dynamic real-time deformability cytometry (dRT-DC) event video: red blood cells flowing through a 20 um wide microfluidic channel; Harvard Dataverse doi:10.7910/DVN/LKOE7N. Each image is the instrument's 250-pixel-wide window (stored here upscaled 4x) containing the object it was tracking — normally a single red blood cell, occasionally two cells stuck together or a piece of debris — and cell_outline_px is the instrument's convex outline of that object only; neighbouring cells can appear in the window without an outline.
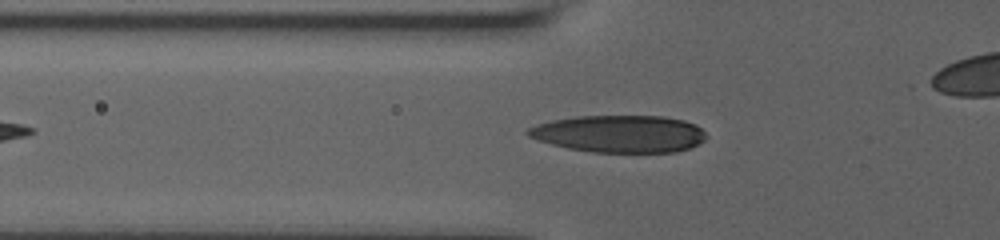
{"species": "human", "species_latin": "Homo sapiens", "temperature_condition": "room temperature", "stored_images_in_passage": 35, "camera_frame_rate_fps": 3000, "um_per_image_px": 0.085, "donor": {"sex": "male"}, "frame": {"image": 1, "passage_image": 4, "time_ms": 1.0, "image_size_px": [1000, 240], "cell_outline_px": [[704, 140], [688, 148], [676, 152], [592, 152], [568, 148], [536, 140], [528, 136], [524, 132], [528, 128], [536, 124], [552, 120], [576, 116], [664, 116], [684, 120], [696, 124], [704, 132]], "centroid_in_image_um": [52.61, 11.37], "position_along_channel_um": 73.2, "area_um2": 38.67}}
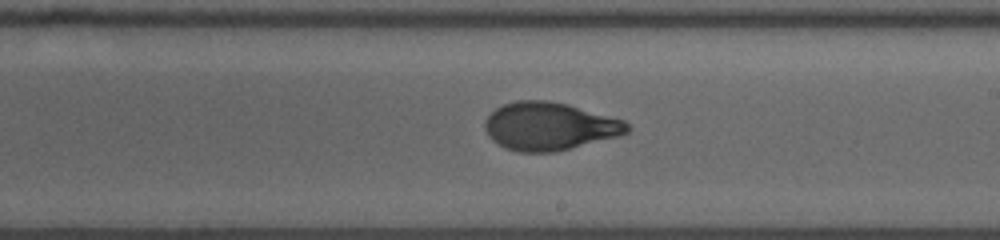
{"frame": {"image": 2, "passage_image": 18, "time_ms": 5.667, "image_size_px": [1000, 240], "cell_outline_px": [[628, 132], [616, 136], [556, 152], [516, 152], [504, 148], [492, 140], [488, 136], [484, 128], [484, 120], [496, 108], [504, 104], [516, 100], [548, 100], [568, 104], [624, 120], [628, 124]], "centroid_in_image_um": [46.65, 10.73], "position_along_channel_um": 242.4, "area_um2": 39.71}}
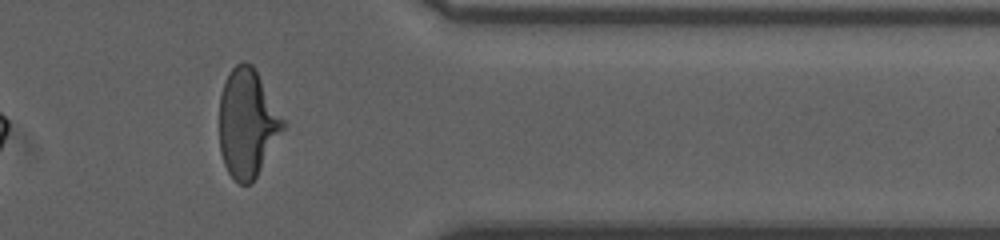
{"frame": {"image": 3, "passage_image": 31, "time_ms": 10.0, "image_size_px": [1000, 240], "cell_outline_px": [[288, 124], [252, 184], [240, 184], [228, 172], [224, 164], [220, 152], [220, 96], [224, 80], [232, 68], [236, 64], [244, 60], [252, 64]], "centroid_in_image_um": [21.05, 10.47], "position_along_channel_um": 390.4, "area_um2": 40.52}}